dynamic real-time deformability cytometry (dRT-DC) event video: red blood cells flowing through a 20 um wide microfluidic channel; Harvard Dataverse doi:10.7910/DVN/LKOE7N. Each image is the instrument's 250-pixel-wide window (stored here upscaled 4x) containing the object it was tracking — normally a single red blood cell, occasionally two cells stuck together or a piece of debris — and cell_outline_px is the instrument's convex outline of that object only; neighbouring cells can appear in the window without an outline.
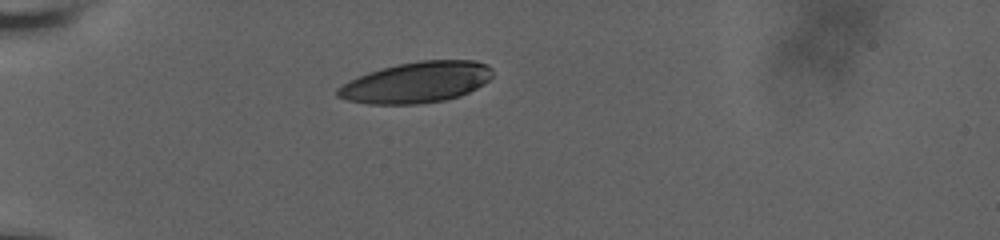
{"species": "human", "species_latin": "Homo sapiens", "temperature_condition": "room temperature", "stored_images_in_passage": 52, "camera_frame_rate_fps": 3000, "um_per_image_px": 0.085, "donor": {"sex": "male"}, "frame": {"image": 1, "passage_image": 1, "time_ms": 0.0, "image_size_px": [1000, 240], "cell_outline_px": [[492, 76], [488, 80], [476, 88], [460, 96], [444, 100], [416, 104], [368, 104], [348, 100], [336, 96], [336, 88], [348, 80], [368, 72], [400, 64], [420, 60], [476, 60], [488, 64], [492, 68]], "centroid_in_image_um": [35.39, 7.0], "position_along_channel_um": 49.6, "area_um2": 36.93}}
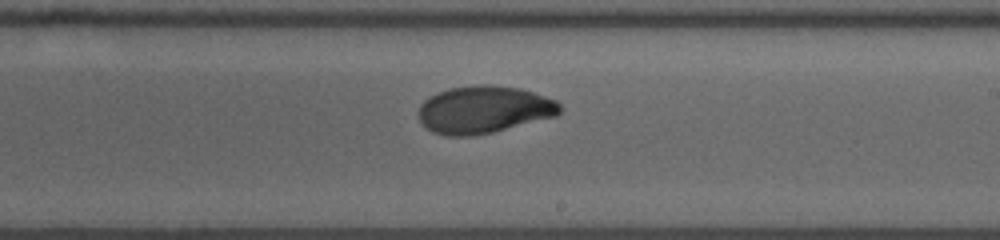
{"frame": {"image": 2, "passage_image": 34, "time_ms": 6.333, "image_size_px": [1000, 240], "cell_outline_px": [[560, 112], [556, 116], [492, 132], [472, 136], [444, 136], [432, 132], [424, 128], [416, 112], [420, 104], [428, 96], [436, 92], [448, 88], [484, 84], [488, 84], [520, 88], [556, 100], [560, 104]], "centroid_in_image_um": [41.06, 9.32], "position_along_channel_um": 247.9, "area_um2": 39.36}}
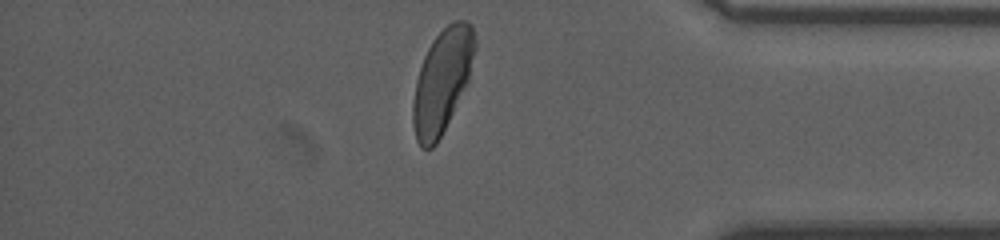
{"frame": {"image": 3, "passage_image": 51, "time_ms": 11.0, "image_size_px": [1000, 240], "cell_outline_px": [[476, 48], [468, 80], [436, 144], [432, 148], [420, 148], [416, 140], [412, 124], [412, 104], [416, 80], [424, 56], [432, 40], [448, 24], [456, 20], [464, 20], [472, 24], [476, 40]], "centroid_in_image_um": [37.57, 6.86], "position_along_channel_um": 397.6, "area_um2": 36.93}, "authors_computed_cell_mechanics": {"area_um2": 38.6682, "velocity_mm_per_s": 3.6363, "shape_relaxation_time_tau1_ms": 3.7363, "shape_relaxation_time_tau2_ms": 2.0573, "deformation_change_tau1": 0.1734, "deformation_change_tau2": 0.041}}